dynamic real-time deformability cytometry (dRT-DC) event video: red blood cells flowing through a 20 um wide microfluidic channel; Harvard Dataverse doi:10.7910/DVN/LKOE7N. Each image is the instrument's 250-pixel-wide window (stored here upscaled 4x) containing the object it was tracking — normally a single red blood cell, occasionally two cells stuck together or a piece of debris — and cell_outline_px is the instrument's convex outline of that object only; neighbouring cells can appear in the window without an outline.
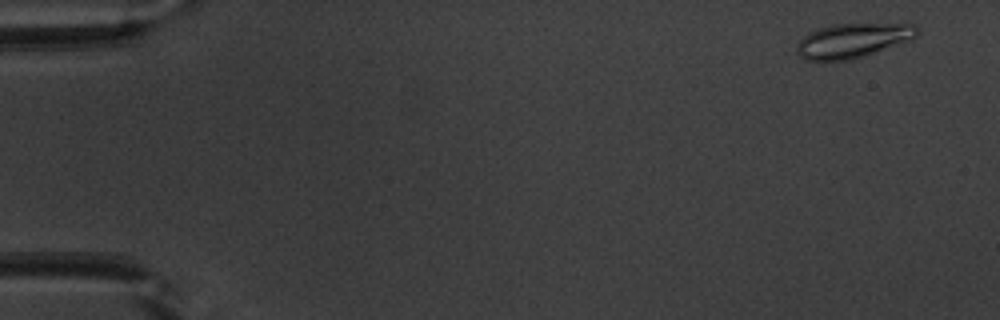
{"species": "common noctule bat (a hibernating species)", "species_latin": "Nyctalus noctula", "temperature_condition": "warm", "stored_images_in_passage": 52, "camera_frame_rate_fps": 3000, "um_per_image_px": 0.085, "animal": {"sex": "male", "body_mass_g": 20.1, "forearm_length_mm": 53.5}, "frame": {"image": 1, "passage_image": 3, "time_ms": 0.667, "image_size_px": [1000, 320], "cell_outline_px": [[920, 32], [912, 40], [852, 60], [804, 60], [796, 52], [796, 44], [808, 32], [816, 28], [832, 24], [916, 24], [920, 28]], "centroid_in_image_um": [72.5, 3.44], "position_along_channel_um": 12.5, "area_um2": 24.45}}
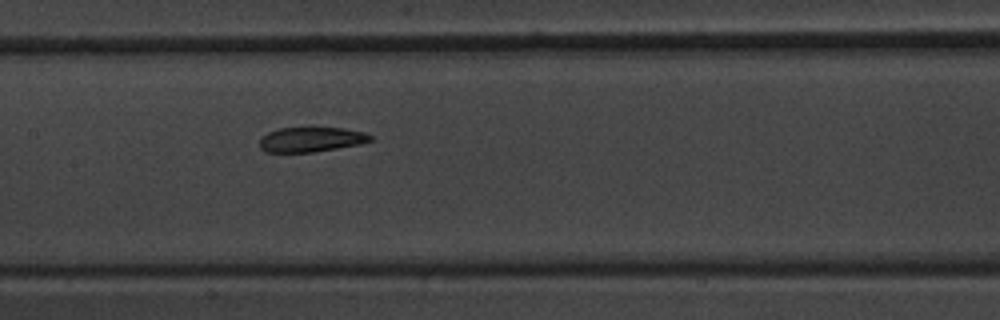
{"frame": {"image": 2, "passage_image": 26, "time_ms": 8.333, "image_size_px": [1000, 320], "cell_outline_px": [[372, 140], [360, 144], [312, 152], [264, 152], [260, 148], [260, 136], [268, 132], [280, 128], [344, 128], [364, 132], [372, 136]], "centroid_in_image_um": [26.41, 11.85], "position_along_channel_um": 181.0, "area_um2": 15.95}}
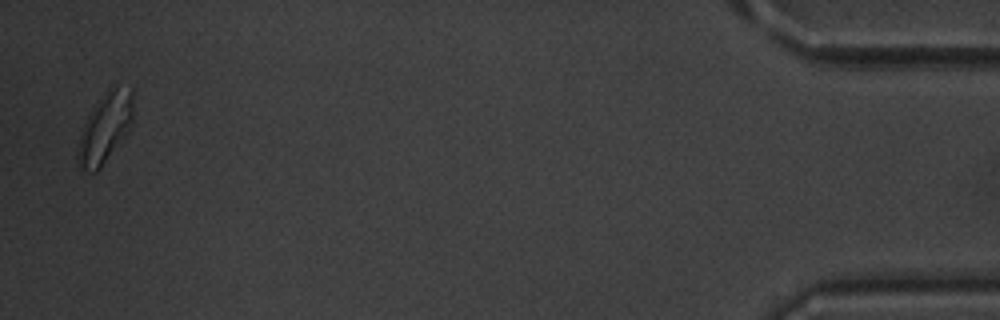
{"frame": {"image": 3, "passage_image": 51, "time_ms": 16.667, "image_size_px": [1000, 320], "cell_outline_px": [[132, 120], [128, 132], [124, 140], [100, 168], [96, 172], [92, 172], [80, 168], [76, 152], [80, 128], [92, 108], [104, 92], [108, 88], [132, 88]], "centroid_in_image_um": [8.9, 10.91], "position_along_channel_um": 426.3, "area_um2": 22.72}, "authors_computed_cell_mechanics": {"area_um2": 17.9469, "velocity_mm_per_s": 3.9445, "shape_relaxation_time_tau1_ms": 5.6084, "shape_relaxation_time_tau2_ms": 3.0, "deformation_change_tau1": 0.1445, "deformation_change_tau2": 0.0878}}